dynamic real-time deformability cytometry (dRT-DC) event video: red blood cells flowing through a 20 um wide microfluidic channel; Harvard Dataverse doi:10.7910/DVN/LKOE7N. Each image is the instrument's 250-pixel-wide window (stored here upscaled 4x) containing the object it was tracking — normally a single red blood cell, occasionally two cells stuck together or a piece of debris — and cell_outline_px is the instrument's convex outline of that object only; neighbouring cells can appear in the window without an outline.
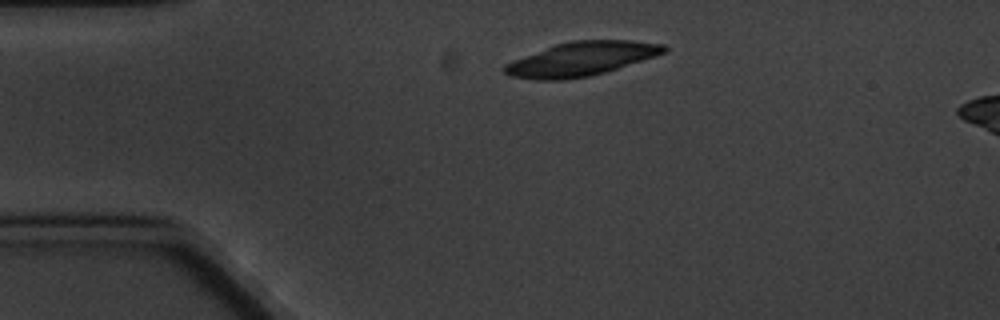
{"species": "common noctule bat (a hibernating species)", "species_latin": "Nyctalus noctula", "temperature_condition": "cold", "stored_images_in_passage": 3, "camera_frame_rate_fps": 3000, "um_per_image_px": 0.085, "animal": {"sex": "male", "body_mass_g": 20.1, "forearm_length_mm": 53.5}, "frame": {"image": 1, "passage_image": 1, "time_ms": 0.0, "image_size_px": [1000, 320], "cell_outline_px": [[668, 48], [664, 52], [604, 72], [588, 76], [564, 80], [536, 80], [508, 76], [500, 68], [504, 64], [512, 60], [556, 44], [572, 40], [632, 40], [664, 44]], "centroid_in_image_um": [49.31, 5.01], "position_along_channel_um": 35.7, "area_um2": 31.27}}